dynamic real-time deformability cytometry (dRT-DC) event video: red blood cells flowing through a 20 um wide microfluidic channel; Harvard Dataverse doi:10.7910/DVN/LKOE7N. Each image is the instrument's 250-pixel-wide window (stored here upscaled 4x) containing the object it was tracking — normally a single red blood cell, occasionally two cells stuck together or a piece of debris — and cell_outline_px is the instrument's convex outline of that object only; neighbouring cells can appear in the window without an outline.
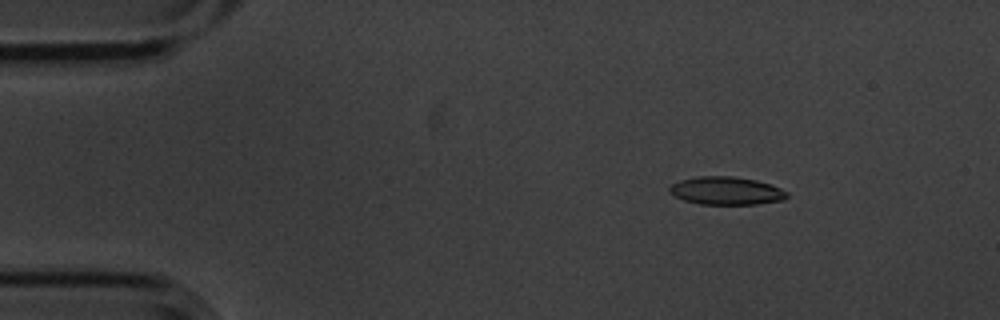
{"species": "common noctule bat (a hibernating species)", "species_latin": "Nyctalus noctula", "temperature_condition": "cold", "stored_images_in_passage": 13, "camera_frame_rate_fps": 3000, "um_per_image_px": 0.085, "animal": {"sex": "male", "body_mass_g": 20.1, "forearm_length_mm": 53.5}, "frame": {"image": 1, "passage_image": 1, "time_ms": 0.0, "image_size_px": [1000, 320], "cell_outline_px": [[788, 196], [784, 200], [756, 204], [700, 204], [684, 200], [668, 192], [668, 188], [672, 184], [680, 180], [696, 176], [732, 176], [756, 180], [780, 188], [788, 192]], "centroid_in_image_um": [61.72, 16.21], "position_along_channel_um": 23.3, "area_um2": 19.13}}
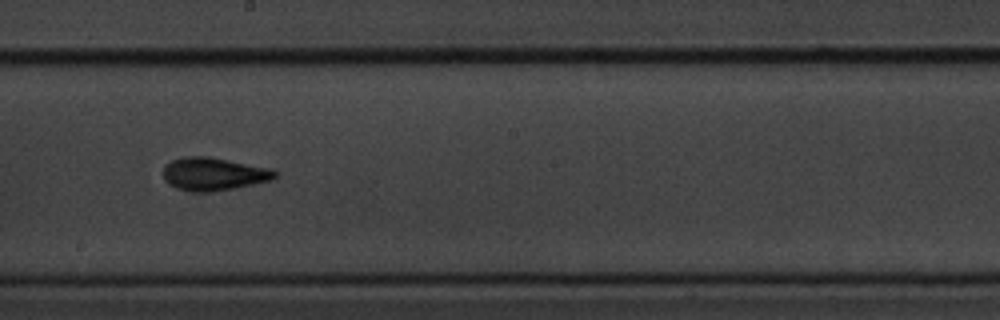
{"frame": {"image": 2, "passage_image": 7, "time_ms": 2.0, "image_size_px": [1000, 320], "cell_outline_px": [[276, 176], [272, 180], [236, 188], [212, 192], [196, 192], [180, 188], [168, 184], [164, 180], [164, 164], [172, 160], [184, 156], [208, 156], [272, 168], [276, 172]], "centroid_in_image_um": [18.17, 14.78], "position_along_channel_um": 230.0, "area_um2": 21.56}}
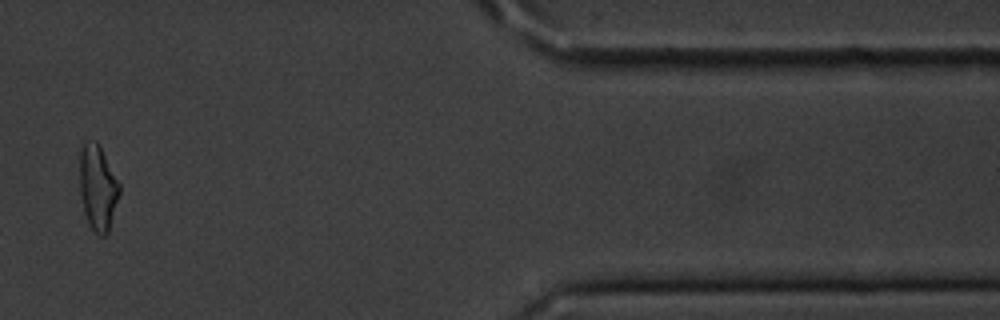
{"frame": {"image": 3, "passage_image": 12, "time_ms": 3.667, "image_size_px": [1000, 320], "cell_outline_px": [[120, 192], [108, 232], [104, 236], [100, 236], [92, 228], [84, 212], [80, 192], [80, 152], [84, 144], [96, 140], [120, 184]], "centroid_in_image_um": [8.32, 15.97], "position_along_channel_um": 403.1, "area_um2": 19.25}}